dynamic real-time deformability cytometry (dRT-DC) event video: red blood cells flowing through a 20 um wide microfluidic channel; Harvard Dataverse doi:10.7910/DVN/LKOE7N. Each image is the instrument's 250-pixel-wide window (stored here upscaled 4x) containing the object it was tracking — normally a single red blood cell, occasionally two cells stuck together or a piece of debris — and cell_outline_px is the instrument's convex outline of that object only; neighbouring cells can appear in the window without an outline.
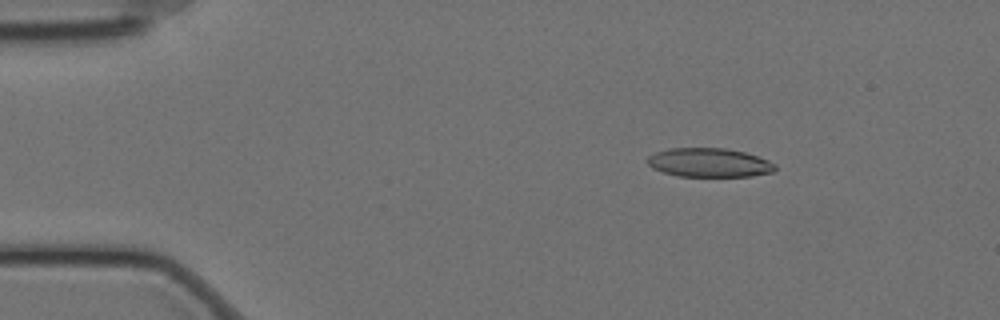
{"species": "Egyptian fruit bat (a non-hibernating species)", "species_latin": "Rousettus aegyptiacus", "temperature_condition": "cold", "stored_images_in_passage": 58, "camera_frame_rate_fps": 3000, "um_per_image_px": 0.085, "animal": {"sex": "female"}, "frame": {"image": 1, "passage_image": 9, "time_ms": 2.667, "image_size_px": [1000, 320], "cell_outline_px": [[776, 168], [772, 172], [752, 176], [680, 176], [664, 172], [652, 168], [648, 164], [648, 156], [656, 152], [668, 148], [724, 148], [744, 152], [768, 160], [776, 164]], "centroid_in_image_um": [60.28, 13.82], "position_along_channel_um": 24.7, "area_um2": 21.39}}
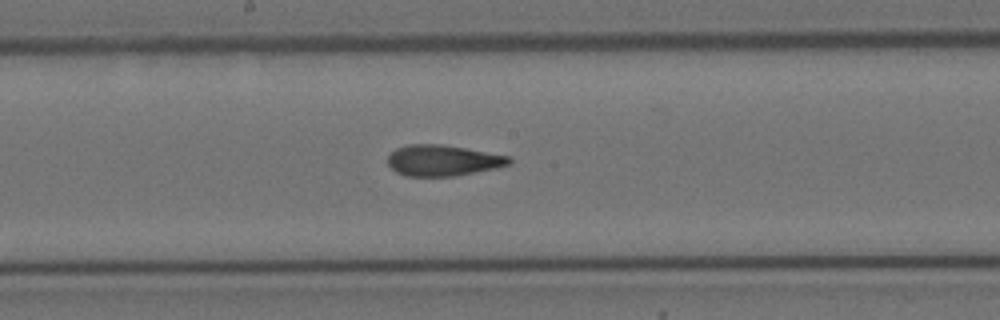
{"frame": {"image": 2, "passage_image": 31, "time_ms": 10.0, "image_size_px": [1000, 320], "cell_outline_px": [[512, 164], [496, 168], [456, 176], [404, 176], [396, 172], [388, 164], [388, 156], [396, 148], [408, 144], [444, 144], [508, 156], [512, 160]], "centroid_in_image_um": [37.64, 13.64], "position_along_channel_um": 210.6, "area_um2": 21.96}}
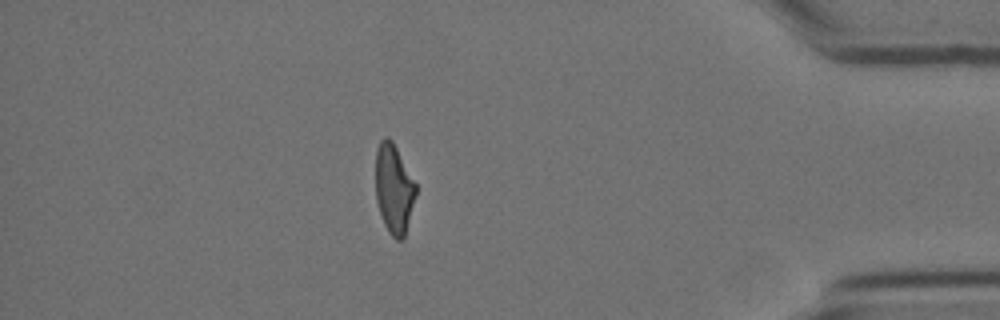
{"frame": {"image": 3, "passage_image": 51, "time_ms": 16.667, "image_size_px": [1000, 320], "cell_outline_px": [[416, 196], [404, 236], [400, 240], [396, 240], [388, 232], [384, 224], [376, 200], [376, 148], [380, 140], [384, 136], [388, 136], [392, 140], [416, 184]], "centroid_in_image_um": [33.47, 16.02], "position_along_channel_um": 401.7, "area_um2": 20.87}, "authors_computed_cell_mechanics": {"area_um2": 22.0796, "velocity_mm_per_s": 3.4799, "shape_relaxation_time_tau1_ms": null, "shape_relaxation_time_tau2_ms": 2.4702, "deformation_change_tau1": null, "deformation_change_tau2": 0.1115}}